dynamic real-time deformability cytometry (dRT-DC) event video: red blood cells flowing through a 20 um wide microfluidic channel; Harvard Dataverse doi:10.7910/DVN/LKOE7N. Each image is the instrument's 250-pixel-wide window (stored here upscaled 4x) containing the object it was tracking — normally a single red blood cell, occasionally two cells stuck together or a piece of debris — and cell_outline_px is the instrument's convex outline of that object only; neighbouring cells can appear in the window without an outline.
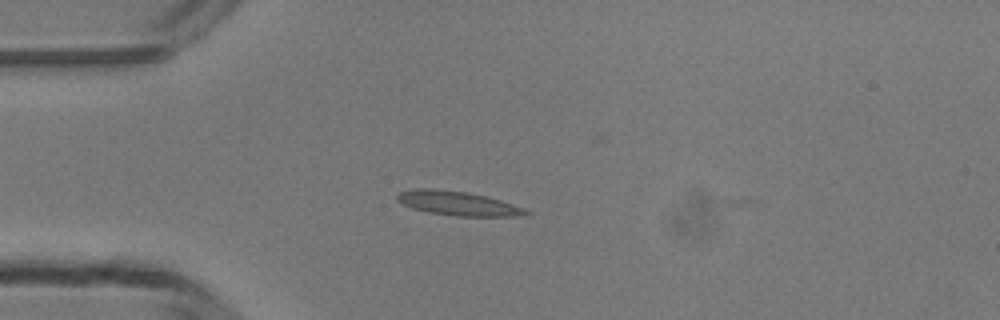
{"species": "common noctule bat (a hibernating species)", "species_latin": "Nyctalus noctula", "temperature_condition": "room temperature", "stored_images_in_passage": 2, "camera_frame_rate_fps": 3000, "um_per_image_px": 0.085, "animal": {"sex": "male", "body_mass_g": 13.3}, "frame": {"image": 1, "passage_image": 1, "time_ms": 0.0, "image_size_px": [1000, 320], "cell_outline_px": [[532, 212], [516, 216], [456, 216], [428, 212], [412, 208], [396, 200], [396, 196], [400, 192], [416, 188], [432, 188], [468, 192], [500, 200], [524, 208]], "centroid_in_image_um": [38.88, 17.28], "position_along_channel_um": 46.1, "area_um2": 17.98}}